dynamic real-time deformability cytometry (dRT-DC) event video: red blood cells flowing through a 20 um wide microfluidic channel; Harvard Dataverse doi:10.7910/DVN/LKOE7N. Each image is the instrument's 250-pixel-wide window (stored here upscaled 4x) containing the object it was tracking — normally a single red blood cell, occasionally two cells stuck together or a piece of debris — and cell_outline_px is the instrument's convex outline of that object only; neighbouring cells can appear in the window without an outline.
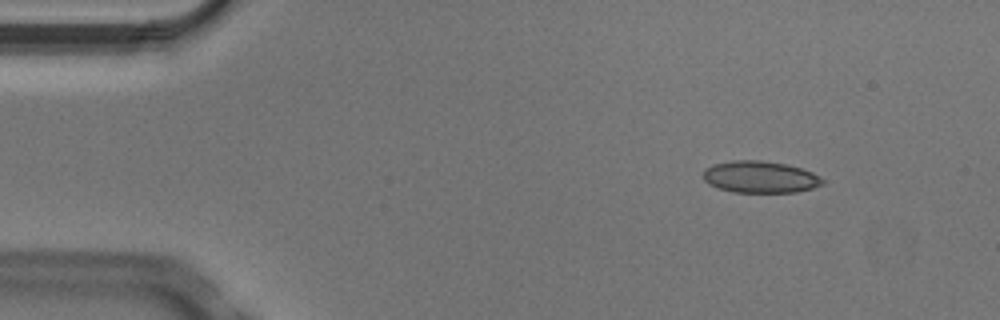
{"species": "Egyptian fruit bat (a non-hibernating species)", "species_latin": "Rousettus aegyptiacus", "temperature_condition": "cold", "stored_images_in_passage": 4, "camera_frame_rate_fps": 3000, "um_per_image_px": 0.085, "animal": {"sex": "male"}, "frame": {"image": 1, "passage_image": 1, "time_ms": 0.0, "image_size_px": [1000, 320], "cell_outline_px": [[824, 184], [812, 188], [796, 192], [732, 192], [708, 184], [704, 180], [704, 168], [712, 164], [732, 160], [760, 160], [788, 164], [812, 172], [820, 176], [824, 180]], "centroid_in_image_um": [64.61, 15.03], "position_along_channel_um": 20.4, "area_um2": 22.25}}